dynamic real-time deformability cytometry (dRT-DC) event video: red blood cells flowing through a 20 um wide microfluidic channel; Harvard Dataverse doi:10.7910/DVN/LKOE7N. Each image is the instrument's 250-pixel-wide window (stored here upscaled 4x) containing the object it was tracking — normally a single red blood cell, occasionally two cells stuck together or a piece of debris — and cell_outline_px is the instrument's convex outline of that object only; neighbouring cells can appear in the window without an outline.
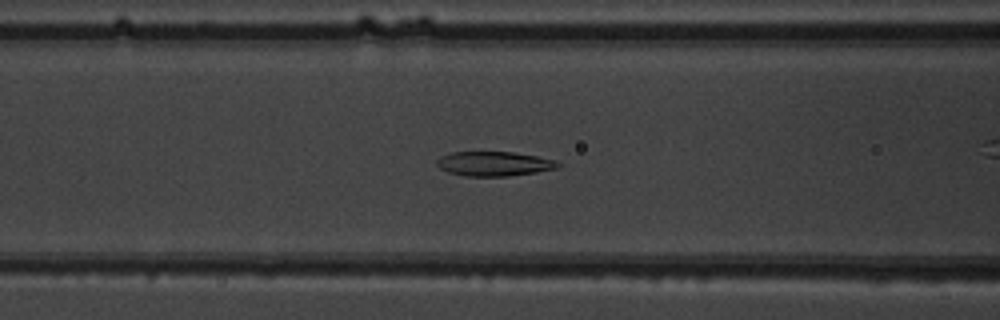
{"species": "common noctule bat (a hibernating species)", "species_latin": "Nyctalus noctula", "temperature_condition": "warm", "stored_images_in_passage": 46, "camera_frame_rate_fps": 3000, "um_per_image_px": 0.085, "animal": {"sex": "male", "body_mass_g": 19.5, "forearm_length_mm": 54.6}, "frame": {"image": 1, "passage_image": 15, "time_ms": 4.667, "image_size_px": [1000, 320], "cell_outline_px": [[560, 164], [556, 168], [536, 172], [508, 176], [464, 176], [448, 172], [440, 168], [436, 164], [436, 160], [440, 156], [452, 152], [512, 152], [536, 156], [556, 160]], "centroid_in_image_um": [41.96, 13.92], "position_along_channel_um": 124.6, "area_um2": 17.22}}
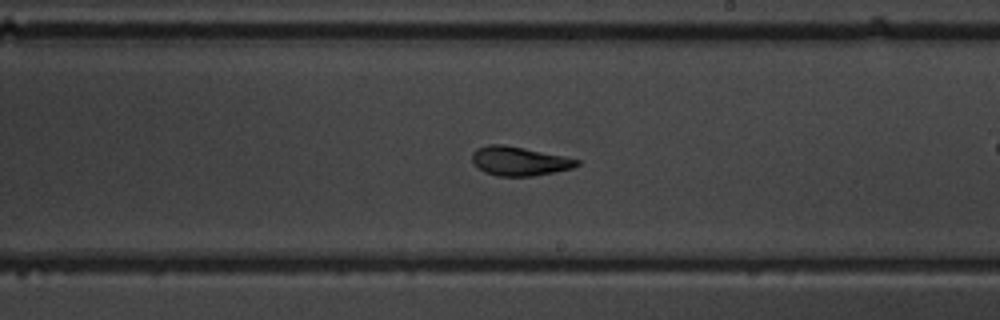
{"frame": {"image": 2, "passage_image": 24, "time_ms": 7.667, "image_size_px": [1000, 320], "cell_outline_px": [[580, 164], [572, 168], [556, 172], [532, 176], [496, 176], [484, 172], [472, 160], [472, 152], [476, 148], [488, 144], [504, 144], [524, 148], [580, 160]], "centroid_in_image_um": [44.12, 13.69], "position_along_channel_um": 244.9, "area_um2": 17.63}}
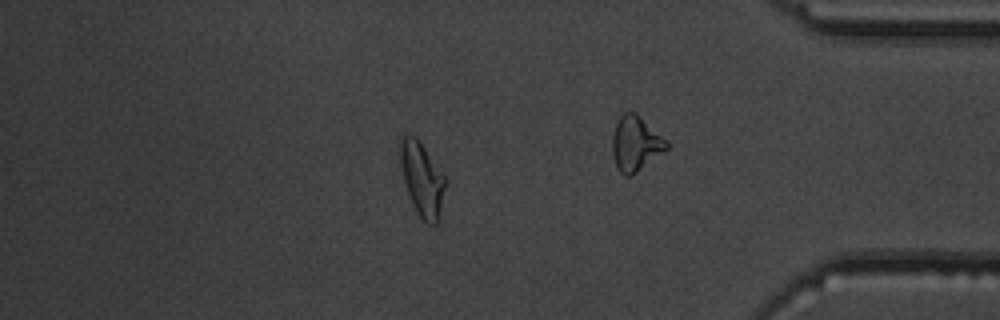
{"frame": {"image": 3, "passage_image": 38, "time_ms": 12.333, "image_size_px": [1000, 320], "cell_outline_px": [[444, 188], [436, 224], [428, 224], [420, 216], [408, 192], [404, 180], [396, 152], [400, 140], [404, 136], [416, 136], [444, 176]], "centroid_in_image_um": [35.8, 15.13], "position_along_channel_um": 399.4, "area_um2": 18.67}, "authors_computed_cell_mechanics": {"area_um2": 18.2648, "velocity_mm_per_s": 4.0208, "shape_relaxation_time_tau1_ms": null, "shape_relaxation_time_tau2_ms": 1.2622, "deformation_change_tau1": null, "deformation_change_tau2": 0.0689}}